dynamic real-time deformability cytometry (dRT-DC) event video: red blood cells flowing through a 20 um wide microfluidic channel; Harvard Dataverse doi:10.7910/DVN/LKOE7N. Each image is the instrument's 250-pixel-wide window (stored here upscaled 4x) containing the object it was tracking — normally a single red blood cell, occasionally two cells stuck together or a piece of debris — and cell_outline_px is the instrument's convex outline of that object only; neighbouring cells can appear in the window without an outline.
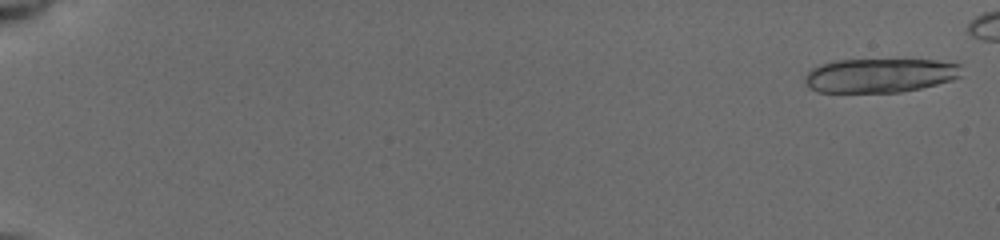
{"species": "common noctule bat (a hibernating species)", "species_latin": "Nyctalus noctula", "temperature_condition": "cold", "stored_images_in_passage": 24, "camera_frame_rate_fps": 3000, "um_per_image_px": 0.085, "animal": {"sex": "female", "body_mass_g": 19.5, "forearm_length_mm": 54.1}, "frame": {"image": 1, "passage_image": 1, "time_ms": 0.0, "image_size_px": [1000, 240], "cell_outline_px": [[960, 76], [952, 80], [920, 88], [900, 92], [816, 92], [804, 84], [804, 76], [812, 68], [820, 64], [836, 60], [936, 60], [960, 64]], "centroid_in_image_um": [74.74, 6.41], "position_along_channel_um": 10.3, "area_um2": 31.15}}
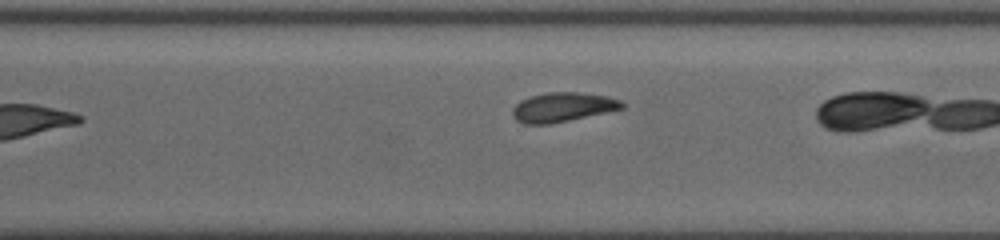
{"frame": {"image": 2, "passage_image": 24, "time_ms": 14.333, "image_size_px": [1000, 240], "cell_outline_px": [[624, 108], [568, 120], [548, 124], [524, 124], [516, 120], [512, 116], [512, 108], [520, 100], [532, 96], [548, 92], [576, 92], [608, 96], [620, 100], [624, 104]], "centroid_in_image_um": [47.79, 9.1], "position_along_channel_um": 322.8, "area_um2": 18.55}}